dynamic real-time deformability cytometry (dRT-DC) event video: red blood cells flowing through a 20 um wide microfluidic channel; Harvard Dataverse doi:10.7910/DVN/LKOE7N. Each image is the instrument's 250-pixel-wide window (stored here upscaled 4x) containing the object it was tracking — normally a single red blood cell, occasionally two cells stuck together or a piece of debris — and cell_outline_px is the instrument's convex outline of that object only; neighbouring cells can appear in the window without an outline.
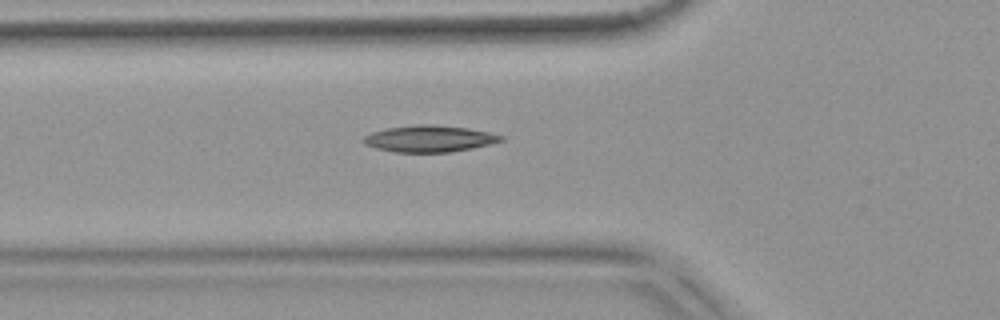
{"species": "common noctule bat (a hibernating species)", "species_latin": "Nyctalus noctula", "temperature_condition": "warm", "stored_images_in_passage": 52, "camera_frame_rate_fps": 3000, "um_per_image_px": 0.085, "animal": {"sex": "female", "body_mass_g": 18.4}, "frame": {"image": 1, "passage_image": 19, "time_ms": 6.0, "image_size_px": [1000, 320], "cell_outline_px": [[504, 140], [488, 144], [448, 152], [396, 152], [376, 148], [364, 144], [360, 140], [364, 136], [372, 132], [388, 128], [420, 124], [432, 124], [468, 128], [488, 132], [504, 136]], "centroid_in_image_um": [36.45, 11.78], "position_along_channel_um": 89.4, "area_um2": 21.04}}
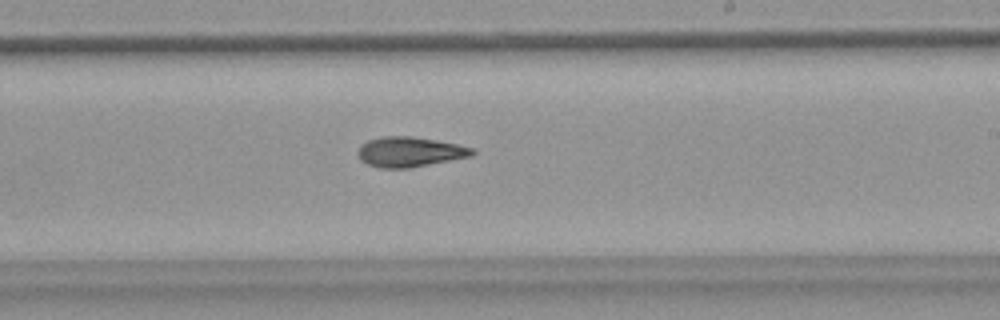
{"frame": {"image": 2, "passage_image": 32, "time_ms": 10.333, "image_size_px": [1000, 320], "cell_outline_px": [[476, 152], [472, 156], [408, 168], [380, 168], [368, 164], [360, 160], [356, 152], [368, 140], [384, 136], [412, 136], [436, 140], [476, 148]], "centroid_in_image_um": [34.85, 12.91], "position_along_channel_um": 254.2, "area_um2": 19.94}}
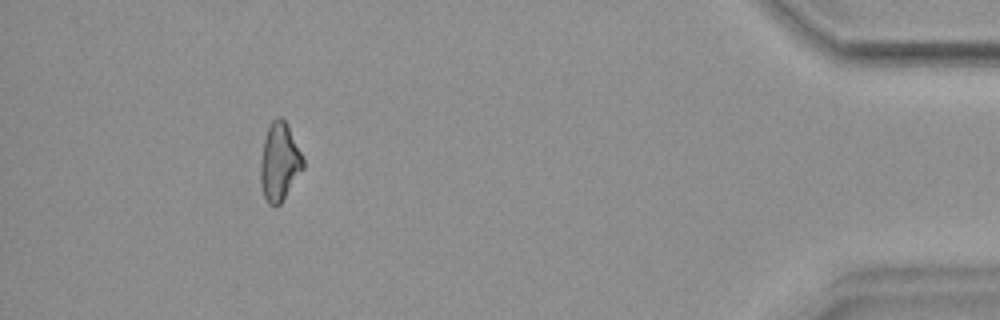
{"frame": {"image": 3, "passage_image": 49, "time_ms": 16.0, "image_size_px": [1000, 320], "cell_outline_px": [[304, 168], [280, 204], [276, 208], [268, 204], [264, 196], [260, 184], [260, 160], [264, 140], [268, 128], [272, 120], [276, 116], [280, 116], [288, 124], [304, 160]], "centroid_in_image_um": [23.74, 13.78], "position_along_channel_um": 411.5, "area_um2": 19.48}, "authors_computed_cell_mechanics": {"area_um2": 19.6231, "velocity_mm_per_s": 3.8106, "shape_relaxation_time_tau1_ms": null, "shape_relaxation_time_tau2_ms": 9.5252, "deformation_change_tau1": null, "deformation_change_tau2": 0.2019}}